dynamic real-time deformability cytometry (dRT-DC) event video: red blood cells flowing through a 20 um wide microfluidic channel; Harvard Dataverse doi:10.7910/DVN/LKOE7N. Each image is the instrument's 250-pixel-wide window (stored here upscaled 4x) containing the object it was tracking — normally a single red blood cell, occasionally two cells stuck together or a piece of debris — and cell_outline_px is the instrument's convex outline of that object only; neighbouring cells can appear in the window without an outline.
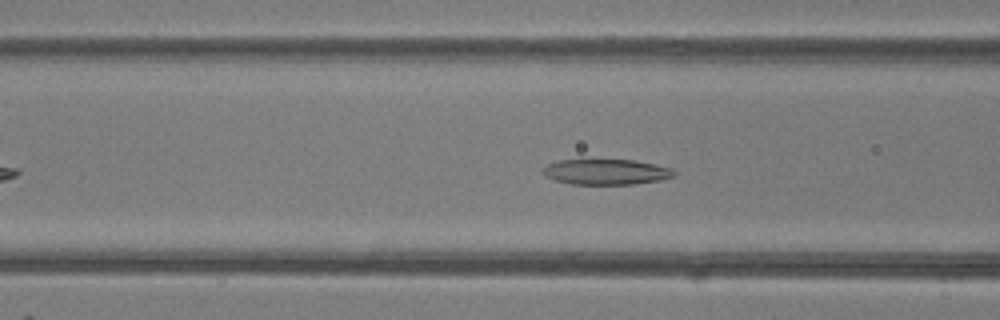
{"species": "common noctule bat (a hibernating species)", "species_latin": "Nyctalus noctula", "temperature_condition": "room temperature", "stored_images_in_passage": 32, "camera_frame_rate_fps": 3000, "um_per_image_px": 0.085, "animal": {"sex": "female"}, "frame": {"image": 1, "passage_image": 11, "time_ms": 3.333, "image_size_px": [1000, 320], "cell_outline_px": [[676, 176], [660, 180], [632, 184], [572, 184], [552, 180], [544, 176], [540, 172], [540, 168], [556, 160], [632, 160], [672, 168], [676, 172]], "centroid_in_image_um": [51.45, 14.61], "position_along_channel_um": 115.2, "area_um2": 19.65}}
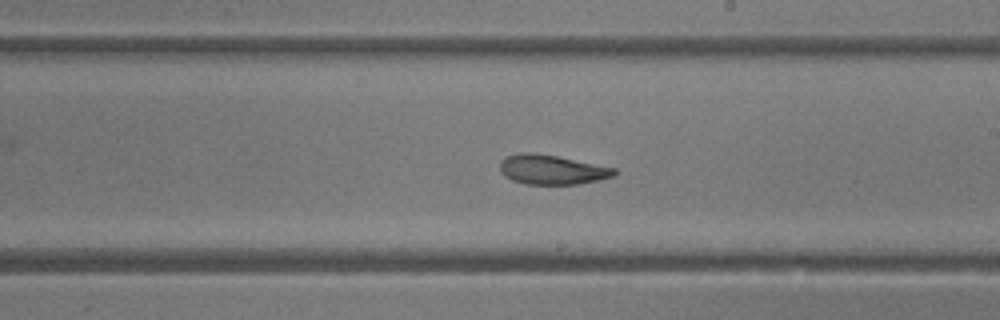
{"frame": {"image": 2, "passage_image": 20, "time_ms": 6.333, "image_size_px": [1000, 320], "cell_outline_px": [[616, 176], [580, 184], [524, 184], [512, 180], [504, 176], [500, 172], [500, 160], [508, 156], [520, 152], [532, 152], [556, 156], [616, 168]], "centroid_in_image_um": [46.9, 14.42], "position_along_channel_um": 242.1, "area_um2": 19.77}}
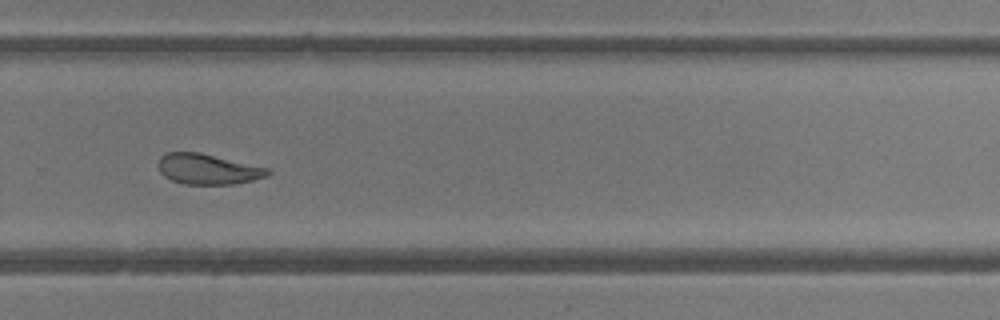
{"frame": {"image": 3, "passage_image": 25, "time_ms": 8.0, "image_size_px": [1000, 320], "cell_outline_px": [[272, 172], [268, 176], [252, 180], [232, 184], [184, 184], [172, 180], [164, 176], [160, 172], [156, 164], [160, 156], [168, 152], [200, 152], [268, 168]], "centroid_in_image_um": [17.63, 14.37], "position_along_channel_um": 312.2, "area_um2": 19.48}, "authors_computed_cell_mechanics": {"area_um2": 20.2878, "velocity_mm_per_s": 4.2214, "shape_relaxation_time_tau1_ms": 3.6, "shape_relaxation_time_tau2_ms": 1.9069, "deformation_change_tau1": 0.1379, "deformation_change_tau2": 0.0932}}